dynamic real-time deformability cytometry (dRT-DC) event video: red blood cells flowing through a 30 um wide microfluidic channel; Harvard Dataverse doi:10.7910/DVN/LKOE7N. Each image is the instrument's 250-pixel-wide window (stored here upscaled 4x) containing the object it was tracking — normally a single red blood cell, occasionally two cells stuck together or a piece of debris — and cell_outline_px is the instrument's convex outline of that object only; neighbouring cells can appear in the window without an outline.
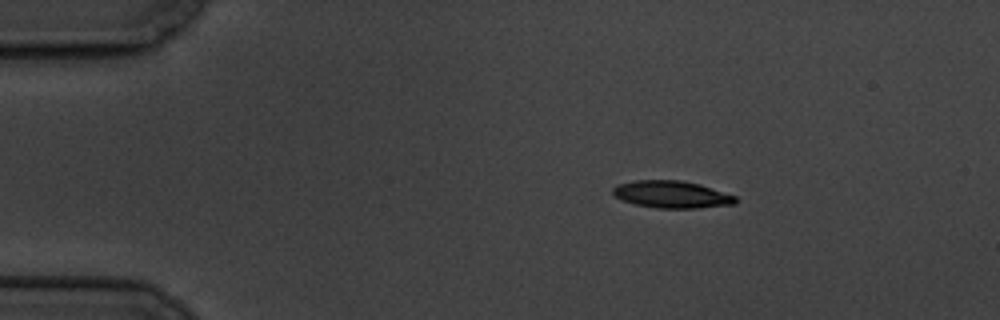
{"species": "common noctule bat (a hibernating species)", "species_latin": "Nyctalus noctula", "temperature_condition": "cold", "stored_images_in_passage": 3, "camera_frame_rate_fps": 3000, "um_per_image_px": 0.085, "animal": {"sex": "male", "body_mass_g": 19.5, "forearm_length_mm": 54.6}, "frame": {"image": 1, "passage_image": 1, "time_ms": 0.0, "image_size_px": [1000, 320], "cell_outline_px": [[736, 204], [696, 208], [656, 208], [636, 204], [624, 200], [616, 196], [612, 192], [612, 188], [616, 184], [636, 180], [680, 180], [700, 184], [736, 196]], "centroid_in_image_um": [57.1, 16.52], "position_along_channel_um": 27.9, "area_um2": 19.36}}